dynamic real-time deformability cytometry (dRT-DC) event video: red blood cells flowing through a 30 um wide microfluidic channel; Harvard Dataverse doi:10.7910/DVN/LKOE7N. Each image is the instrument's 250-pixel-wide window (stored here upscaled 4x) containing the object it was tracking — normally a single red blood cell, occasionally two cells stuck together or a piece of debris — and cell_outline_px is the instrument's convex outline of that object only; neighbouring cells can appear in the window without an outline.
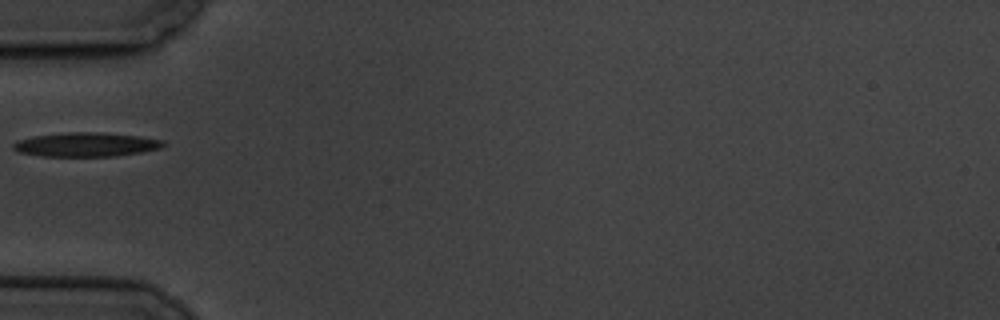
{"species": "common noctule bat (a hibernating species)", "species_latin": "Nyctalus noctula", "temperature_condition": "cold", "stored_images_in_passage": 1, "camera_frame_rate_fps": 3000, "um_per_image_px": 0.085, "animal": {"sex": "male", "body_mass_g": 19.5, "forearm_length_mm": 54.6}, "frame": {"image": 1, "passage_image": 1, "time_ms": 0.0, "image_size_px": [1000, 320], "cell_outline_px": [[164, 144], [160, 148], [140, 152], [116, 156], [40, 156], [16, 152], [12, 148], [12, 144], [16, 140], [32, 136], [68, 132], [104, 132], [140, 136], [164, 140]], "centroid_in_image_um": [7.26, 12.28], "position_along_channel_um": 77.7, "area_um2": 21.27}}